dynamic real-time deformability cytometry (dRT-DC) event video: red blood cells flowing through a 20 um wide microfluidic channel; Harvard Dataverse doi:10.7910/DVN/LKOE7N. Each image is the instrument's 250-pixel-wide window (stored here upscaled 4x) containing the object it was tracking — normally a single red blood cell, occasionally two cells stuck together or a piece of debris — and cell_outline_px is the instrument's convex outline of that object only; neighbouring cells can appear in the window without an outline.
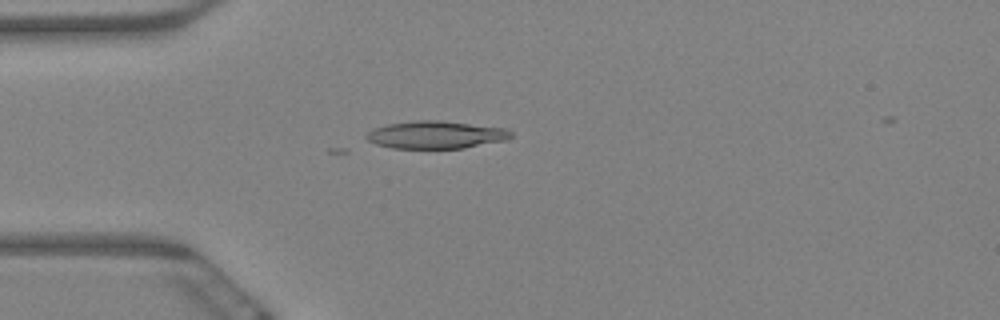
{"species": "Egyptian fruit bat (a non-hibernating species)", "species_latin": "Rousettus aegyptiacus", "temperature_condition": "warm", "stored_images_in_passage": 7, "camera_frame_rate_fps": 3000, "um_per_image_px": 0.085, "animal": {"sex": "female"}, "frame": {"image": 1, "passage_image": 1, "time_ms": 0.0, "image_size_px": [1000, 320], "cell_outline_px": [[512, 136], [504, 140], [464, 148], [392, 148], [376, 144], [368, 140], [364, 136], [372, 128], [388, 124], [416, 120], [440, 120], [504, 128], [512, 132]], "centroid_in_image_um": [37.0, 11.45], "position_along_channel_um": 48.0, "area_um2": 23.12}}
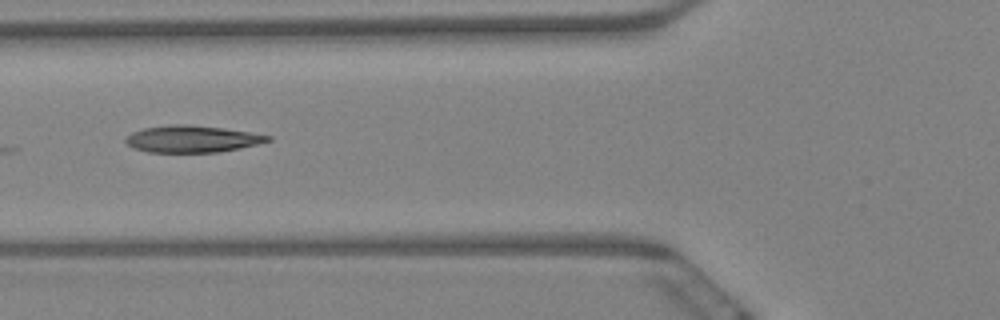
{"frame": {"image": 2, "passage_image": 3, "time_ms": 0.667, "image_size_px": [1000, 320], "cell_outline_px": [[272, 140], [240, 148], [216, 152], [148, 152], [136, 148], [128, 144], [124, 140], [132, 132], [144, 128], [168, 124], [184, 124], [224, 128], [272, 136]], "centroid_in_image_um": [16.33, 11.8], "position_along_channel_um": 109.5, "area_um2": 22.02}}
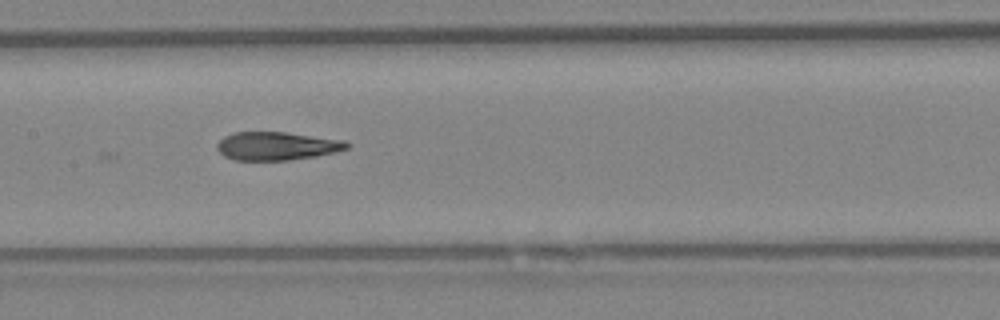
{"frame": {"image": 3, "passage_image": 5, "time_ms": 1.333, "image_size_px": [1000, 320], "cell_outline_px": [[352, 144], [348, 148], [336, 152], [316, 156], [288, 160], [236, 160], [224, 156], [216, 148], [216, 144], [224, 136], [232, 132], [284, 132], [344, 140]], "centroid_in_image_um": [23.53, 12.41], "position_along_channel_um": 183.9, "area_um2": 21.44}}